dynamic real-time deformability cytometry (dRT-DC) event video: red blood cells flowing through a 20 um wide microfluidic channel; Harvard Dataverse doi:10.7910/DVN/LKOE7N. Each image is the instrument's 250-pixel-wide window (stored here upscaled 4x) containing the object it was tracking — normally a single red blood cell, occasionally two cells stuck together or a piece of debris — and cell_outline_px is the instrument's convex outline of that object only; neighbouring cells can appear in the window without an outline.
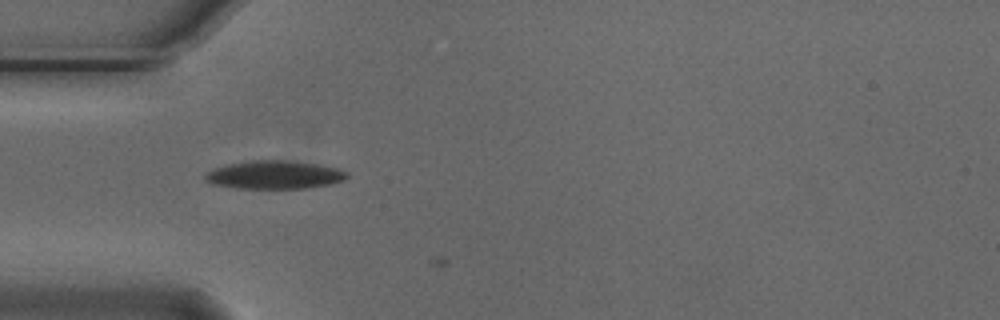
{"species": "Egyptian fruit bat (a non-hibernating species)", "species_latin": "Rousettus aegyptiacus", "temperature_condition": "cold", "stored_images_in_passage": 5, "camera_frame_rate_fps": 3000, "um_per_image_px": 0.085, "animal": {"sex": "male"}, "frame": {"image": 1, "passage_image": 4, "time_ms": 1.0, "image_size_px": [1000, 320], "cell_outline_px": [[348, 176], [344, 180], [332, 184], [308, 188], [236, 188], [212, 184], [204, 180], [204, 172], [212, 168], [252, 160], [280, 160], [316, 164], [336, 168], [348, 172]], "centroid_in_image_um": [23.3, 14.87], "position_along_channel_um": 61.7, "area_um2": 23.29}}